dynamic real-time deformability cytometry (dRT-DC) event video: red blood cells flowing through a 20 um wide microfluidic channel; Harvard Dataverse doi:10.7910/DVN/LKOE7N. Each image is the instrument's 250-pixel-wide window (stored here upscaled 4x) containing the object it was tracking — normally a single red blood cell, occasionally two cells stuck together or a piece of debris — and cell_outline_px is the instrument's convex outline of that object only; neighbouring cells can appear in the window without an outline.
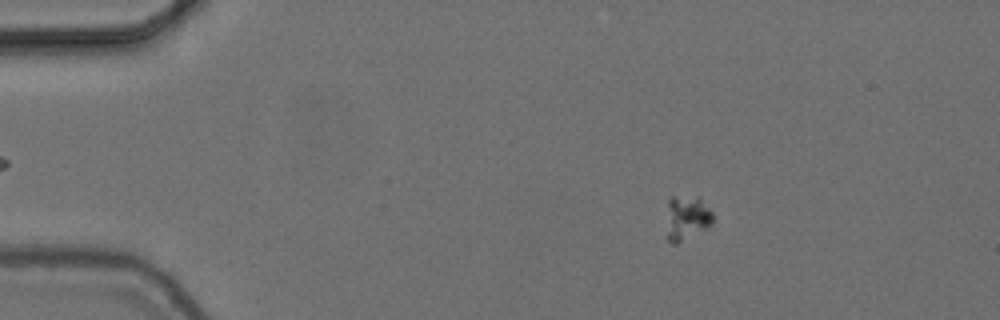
{"species": "common noctule bat (a hibernating species)", "species_latin": "Nyctalus noctula", "temperature_condition": "cold", "stored_images_in_passage": 58, "camera_frame_rate_fps": 3000, "um_per_image_px": 0.085, "animal": {"sex": "female", "body_mass_g": 24.6, "forearm_length_mm": 56.2}, "frame": {"image": 1, "passage_image": 11, "time_ms": 3.333, "image_size_px": [1000, 320], "cell_outline_px": [[712, 224], [708, 228], [676, 244], [672, 244], [668, 240], [668, 200], [672, 196], [700, 196], [712, 212]], "centroid_in_image_um": [58.41, 18.49], "position_along_channel_um": 26.6, "area_um2": 12.08}}
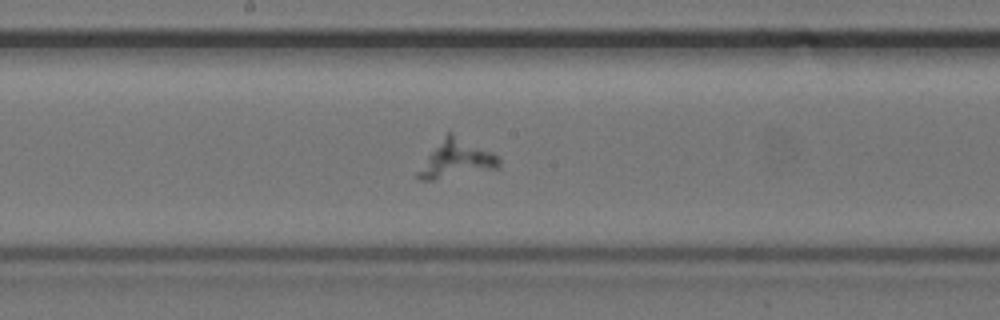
{"frame": {"image": 2, "passage_image": 32, "time_ms": 10.333, "image_size_px": [1000, 320], "cell_outline_px": [[500, 164], [496, 168], [432, 180], [420, 180], [416, 176], [416, 172], [428, 156], [444, 136], [448, 132], [452, 132], [500, 156]], "centroid_in_image_um": [38.79, 13.51], "position_along_channel_um": 209.4, "area_um2": 17.28}}
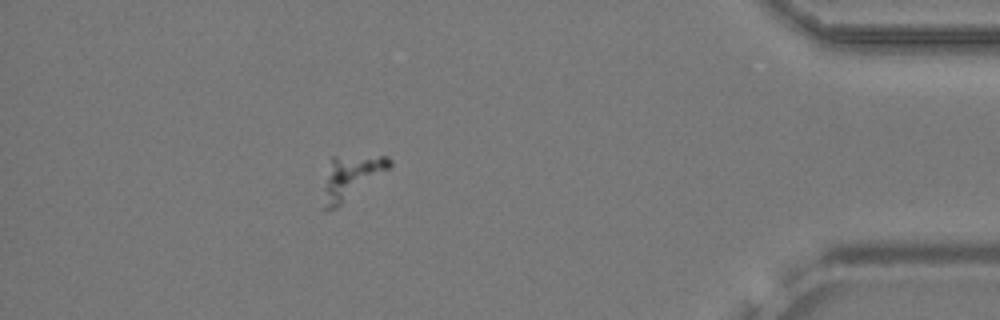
{"frame": {"image": 3, "passage_image": 52, "time_ms": 17.0, "image_size_px": [1000, 320], "cell_outline_px": [[392, 164], [388, 168], [336, 208], [324, 212], [324, 188], [332, 156], [388, 156], [392, 160]], "centroid_in_image_um": [29.83, 15.04], "position_along_channel_um": 405.4, "area_um2": 16.01}}